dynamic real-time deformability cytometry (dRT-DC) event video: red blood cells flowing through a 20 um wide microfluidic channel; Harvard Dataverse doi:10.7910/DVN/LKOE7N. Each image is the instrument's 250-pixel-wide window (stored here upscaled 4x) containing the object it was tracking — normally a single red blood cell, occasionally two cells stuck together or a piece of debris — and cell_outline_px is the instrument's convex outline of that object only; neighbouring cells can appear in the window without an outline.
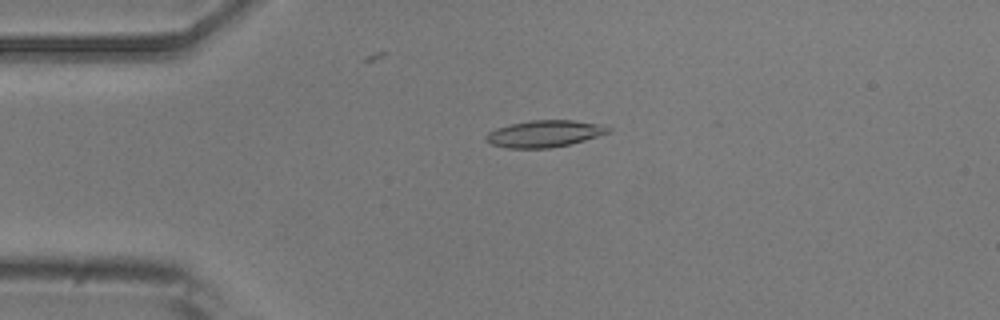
{"species": "common noctule bat (a hibernating species)", "species_latin": "Nyctalus noctula", "temperature_condition": "room temperature", "stored_images_in_passage": 6, "camera_frame_rate_fps": 3000, "um_per_image_px": 0.085, "animal": {"sex": "male", "body_mass_g": 20.5, "forearm_length_mm": 52.5}, "frame": {"image": 1, "passage_image": 4, "time_ms": 3.333, "image_size_px": [1000, 320], "cell_outline_px": [[612, 128], [608, 132], [584, 140], [568, 144], [548, 148], [508, 148], [492, 144], [484, 140], [484, 136], [488, 132], [496, 128], [512, 124], [532, 120], [572, 120], [604, 124]], "centroid_in_image_um": [46.26, 11.35], "position_along_channel_um": 38.7, "area_um2": 18.96}}
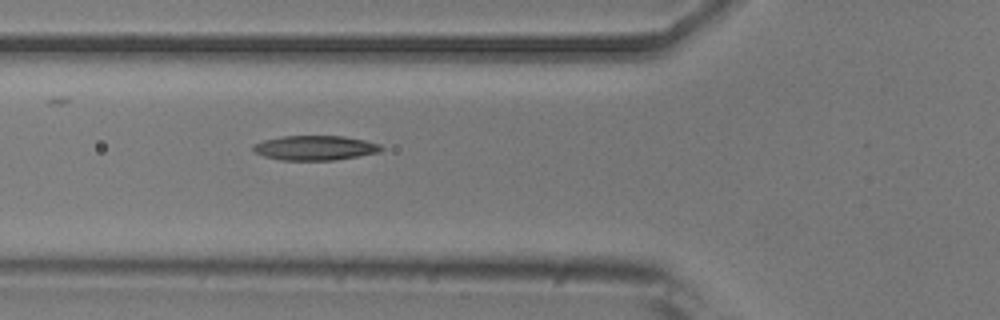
{"frame": {"image": 2, "passage_image": 6, "time_ms": 5.667, "image_size_px": [1000, 320], "cell_outline_px": [[384, 148], [380, 152], [336, 160], [280, 160], [264, 156], [256, 152], [252, 148], [252, 144], [264, 140], [284, 136], [344, 136], [364, 140], [380, 144]], "centroid_in_image_um": [26.79, 12.57], "position_along_channel_um": 99.0, "area_um2": 18.38}}